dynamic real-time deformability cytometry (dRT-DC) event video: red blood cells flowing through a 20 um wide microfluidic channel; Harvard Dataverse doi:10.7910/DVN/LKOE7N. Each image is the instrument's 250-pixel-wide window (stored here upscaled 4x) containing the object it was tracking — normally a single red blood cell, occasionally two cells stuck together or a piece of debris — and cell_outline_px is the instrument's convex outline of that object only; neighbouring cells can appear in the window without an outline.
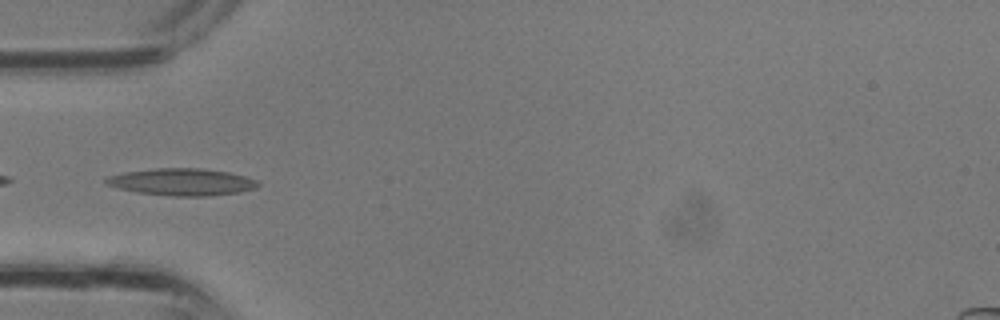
{"species": "common noctule bat (a hibernating species)", "species_latin": "Nyctalus noctula", "temperature_condition": "room temperature", "stored_images_in_passage": 23, "camera_frame_rate_fps": 3000, "um_per_image_px": 0.085, "animal": {"sex": "male", "body_mass_g": 13.3}, "frame": {"image": 1, "passage_image": 4, "time_ms": 1.0, "image_size_px": [1000, 320], "cell_outline_px": [[260, 184], [256, 188], [240, 192], [208, 196], [172, 196], [136, 192], [104, 184], [104, 180], [108, 176], [124, 172], [156, 168], [200, 168], [228, 172], [244, 176], [256, 180]], "centroid_in_image_um": [15.45, 15.47], "position_along_channel_um": 69.6, "area_um2": 23.93}}
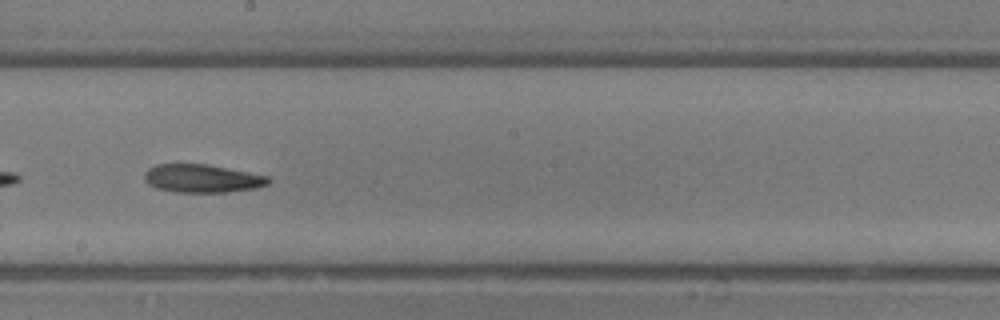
{"frame": {"image": 2, "passage_image": 12, "time_ms": 3.667, "image_size_px": [1000, 320], "cell_outline_px": [[272, 180], [268, 184], [256, 188], [228, 192], [172, 192], [156, 188], [148, 184], [144, 180], [144, 172], [148, 168], [156, 164], [208, 164], [268, 176]], "centroid_in_image_um": [17.16, 15.17], "position_along_channel_um": 231.0, "area_um2": 20.52}}
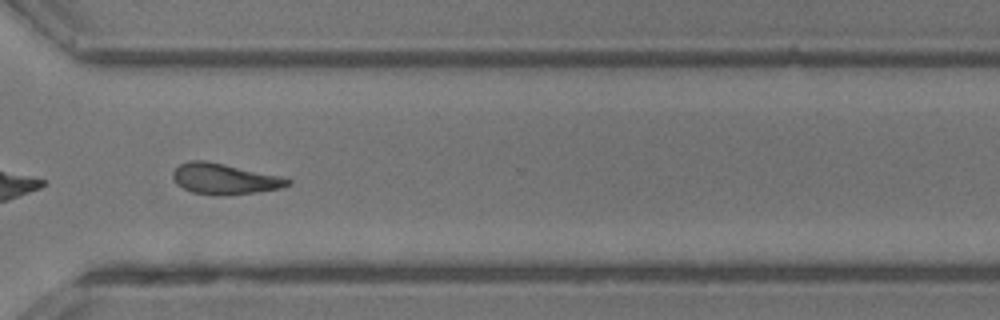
{"frame": {"image": 3, "passage_image": 18, "time_ms": 5.667, "image_size_px": [1000, 320], "cell_outline_px": [[292, 184], [280, 188], [256, 192], [220, 196], [216, 196], [192, 192], [176, 184], [172, 176], [172, 172], [180, 164], [188, 160], [204, 160], [224, 164], [280, 176], [292, 180]], "centroid_in_image_um": [19.06, 15.21], "position_along_channel_um": 351.5, "area_um2": 20.58}}